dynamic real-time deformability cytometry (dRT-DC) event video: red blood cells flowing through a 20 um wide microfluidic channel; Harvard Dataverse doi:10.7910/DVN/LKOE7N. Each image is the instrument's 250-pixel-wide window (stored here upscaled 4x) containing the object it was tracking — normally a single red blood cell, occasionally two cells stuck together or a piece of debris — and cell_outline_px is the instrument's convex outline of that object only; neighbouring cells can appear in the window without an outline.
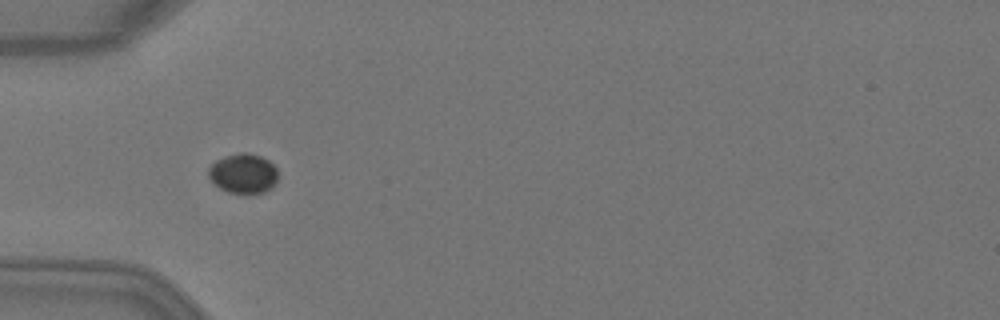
{"species": "Egyptian fruit bat (a non-hibernating species)", "species_latin": "Rousettus aegyptiacus", "temperature_condition": "warm", "stored_images_in_passage": 6, "camera_frame_rate_fps": 3000, "um_per_image_px": 0.085, "animal": {"sex": "female"}, "frame": {"image": 1, "passage_image": 4, "time_ms": 1.0, "image_size_px": [1000, 320], "cell_outline_px": [[276, 180], [272, 188], [264, 192], [248, 196], [228, 192], [220, 188], [208, 176], [208, 168], [216, 160], [224, 156], [240, 152], [248, 152], [260, 156], [268, 160], [276, 168]], "centroid_in_image_um": [20.67, 14.77], "position_along_channel_um": 64.3, "area_um2": 16.36}}